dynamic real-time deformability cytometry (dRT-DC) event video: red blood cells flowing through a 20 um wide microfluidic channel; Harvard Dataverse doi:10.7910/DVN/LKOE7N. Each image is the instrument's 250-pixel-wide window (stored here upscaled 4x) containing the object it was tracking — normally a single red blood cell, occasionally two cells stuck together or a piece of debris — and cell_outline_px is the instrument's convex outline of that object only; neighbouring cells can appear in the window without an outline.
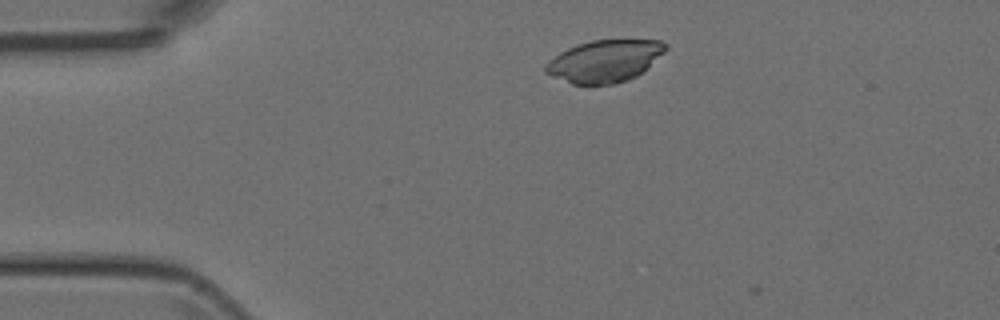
{"species": "Egyptian fruit bat (a non-hibernating species)", "species_latin": "Rousettus aegyptiacus", "temperature_condition": "room temperature", "stored_images_in_passage": 3, "camera_frame_rate_fps": 3000, "um_per_image_px": 0.085, "animal": {"sex": "female"}, "frame": {"image": 1, "passage_image": 2, "time_ms": 1.0, "image_size_px": [1000, 320], "cell_outline_px": [[668, 48], [664, 52], [636, 76], [628, 80], [616, 84], [572, 84], [544, 72], [544, 64], [548, 60], [560, 52], [576, 44], [592, 40], [660, 40], [668, 44]], "centroid_in_image_um": [51.36, 5.18], "position_along_channel_um": 33.6, "area_um2": 29.36}}